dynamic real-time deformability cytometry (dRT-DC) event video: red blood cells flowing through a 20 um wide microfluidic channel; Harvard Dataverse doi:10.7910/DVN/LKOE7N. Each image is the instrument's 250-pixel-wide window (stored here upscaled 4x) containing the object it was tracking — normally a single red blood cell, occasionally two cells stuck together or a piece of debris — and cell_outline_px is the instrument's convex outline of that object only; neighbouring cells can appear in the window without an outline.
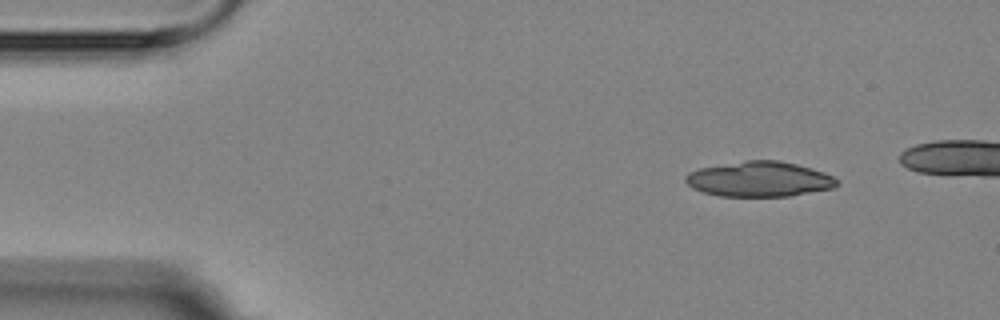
{"species": "Egyptian fruit bat (a non-hibernating species)", "species_latin": "Rousettus aegyptiacus", "temperature_condition": "room temperature", "stored_images_in_passage": 6, "camera_frame_rate_fps": 3000, "um_per_image_px": 0.085, "animal": {"sex": "female"}, "frame": {"image": 1, "passage_image": 1, "time_ms": 0.0, "image_size_px": [1000, 320], "cell_outline_px": [[840, 184], [836, 188], [792, 196], [720, 196], [704, 192], [692, 188], [684, 180], [684, 176], [688, 172], [700, 168], [748, 160], [780, 160], [796, 164], [824, 172], [840, 180]], "centroid_in_image_um": [64.59, 15.23], "position_along_channel_um": 20.4, "area_um2": 31.21}}
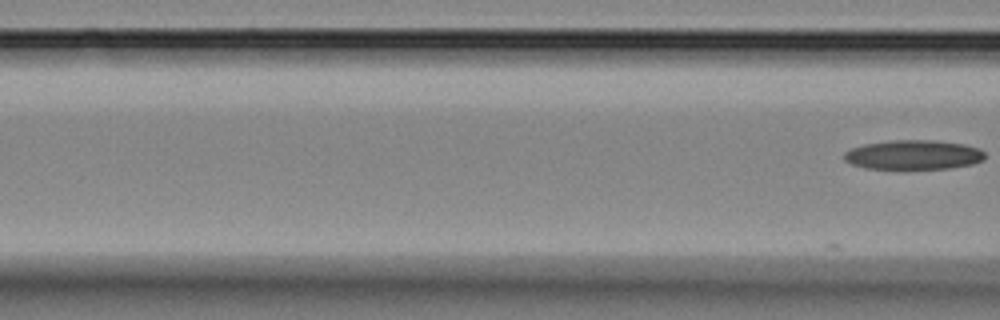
{"frame": {"image": 2, "passage_image": 6, "time_ms": 6.667, "image_size_px": [1000, 320], "cell_outline_px": [[984, 160], [972, 164], [948, 168], [864, 168], [852, 164], [844, 160], [844, 152], [852, 148], [864, 144], [896, 140], [932, 140], [964, 144], [980, 148], [984, 152]], "centroid_in_image_um": [77.65, 13.15], "position_along_channel_um": 88.9, "area_um2": 23.93}}